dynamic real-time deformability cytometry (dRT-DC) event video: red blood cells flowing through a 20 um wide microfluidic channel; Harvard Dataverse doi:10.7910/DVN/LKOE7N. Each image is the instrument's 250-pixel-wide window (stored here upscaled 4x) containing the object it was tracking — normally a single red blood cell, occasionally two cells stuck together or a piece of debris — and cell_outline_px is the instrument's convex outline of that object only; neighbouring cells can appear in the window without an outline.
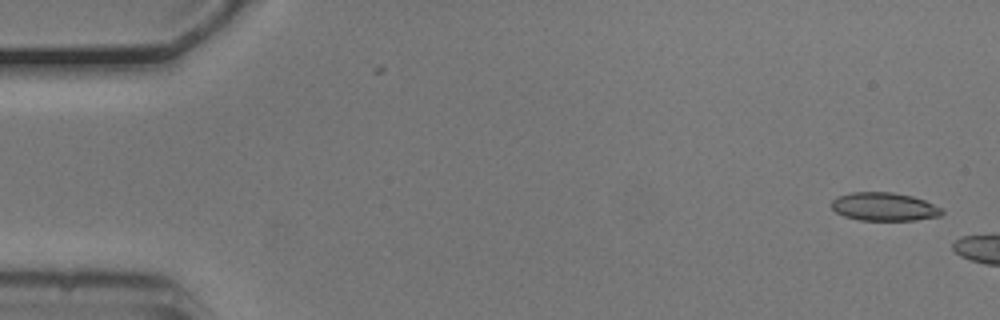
{"species": "common noctule bat (a hibernating species)", "species_latin": "Nyctalus noctula", "temperature_condition": "cold", "stored_images_in_passage": 10, "camera_frame_rate_fps": 3000, "um_per_image_px": 0.085, "animal": {"sex": "male", "body_mass_g": 20.5, "forearm_length_mm": 52.5}, "frame": {"image": 1, "passage_image": 1, "time_ms": 0.0, "image_size_px": [1000, 320], "cell_outline_px": [[944, 212], [940, 216], [916, 220], [860, 220], [844, 216], [836, 212], [832, 208], [832, 200], [836, 196], [852, 192], [892, 192], [912, 196], [924, 200], [940, 208]], "centroid_in_image_um": [75.13, 17.57], "position_along_channel_um": 9.9, "area_um2": 18.15}}